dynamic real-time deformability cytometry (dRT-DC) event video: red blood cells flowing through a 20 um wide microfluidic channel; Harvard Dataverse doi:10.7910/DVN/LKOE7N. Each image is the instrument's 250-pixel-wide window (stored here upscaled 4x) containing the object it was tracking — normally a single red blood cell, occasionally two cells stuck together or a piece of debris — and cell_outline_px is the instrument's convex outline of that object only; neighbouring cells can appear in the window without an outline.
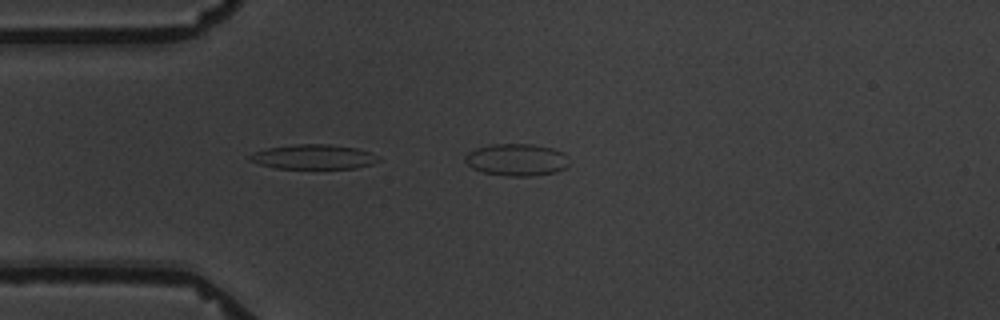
{"species": "common noctule bat (a hibernating species)", "species_latin": "Nyctalus noctula", "temperature_condition": "warm", "stored_images_in_passage": 5, "camera_frame_rate_fps": 3000, "um_per_image_px": 0.085, "animal": {"sex": "male", "body_mass_g": 19.5, "forearm_length_mm": 54.6}, "frame": {"image": 1, "passage_image": 4, "time_ms": 3.333, "image_size_px": [1000, 320], "cell_outline_px": [[568, 168], [556, 172], [532, 176], [508, 176], [484, 172], [472, 168], [464, 160], [464, 156], [468, 152], [476, 148], [492, 144], [532, 144], [552, 148], [564, 152], [568, 156]], "centroid_in_image_um": [43.94, 13.58], "position_along_channel_um": 41.1, "area_um2": 19.65}}